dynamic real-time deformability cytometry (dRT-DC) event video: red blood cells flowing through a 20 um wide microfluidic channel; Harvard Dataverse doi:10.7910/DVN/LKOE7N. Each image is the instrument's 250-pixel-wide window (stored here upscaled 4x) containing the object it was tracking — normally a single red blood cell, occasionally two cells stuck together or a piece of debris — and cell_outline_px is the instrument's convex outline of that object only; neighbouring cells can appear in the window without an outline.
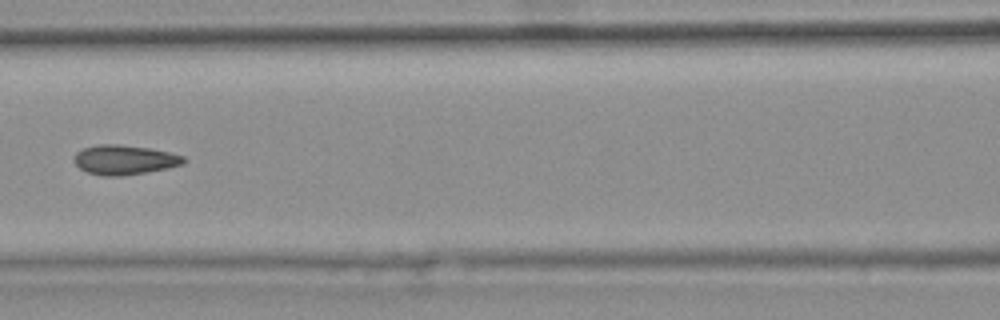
{"species": "common noctule bat (a hibernating species)", "species_latin": "Nyctalus noctula", "temperature_condition": "warm", "stored_images_in_passage": 9, "camera_frame_rate_fps": 3000, "um_per_image_px": 0.085, "animal": {"sex": "female", "body_mass_g": 25.1}, "frame": {"image": 1, "passage_image": 6, "time_ms": 1.667, "image_size_px": [1000, 320], "cell_outline_px": [[188, 160], [184, 164], [168, 168], [120, 176], [100, 176], [88, 172], [80, 168], [72, 160], [76, 152], [84, 148], [100, 144], [116, 144], [152, 148], [184, 156]], "centroid_in_image_um": [10.59, 13.58], "position_along_channel_um": 156.0, "area_um2": 18.96}}